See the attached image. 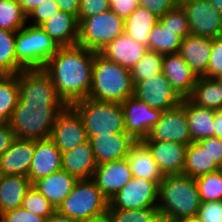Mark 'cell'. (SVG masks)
Segmentation results:
<instances>
[{"label": "cell", "instance_id": "obj_37", "mask_svg": "<svg viewBox=\"0 0 222 222\" xmlns=\"http://www.w3.org/2000/svg\"><path fill=\"white\" fill-rule=\"evenodd\" d=\"M164 54L148 50L130 72L132 81H143L162 72Z\"/></svg>", "mask_w": 222, "mask_h": 222}, {"label": "cell", "instance_id": "obj_49", "mask_svg": "<svg viewBox=\"0 0 222 222\" xmlns=\"http://www.w3.org/2000/svg\"><path fill=\"white\" fill-rule=\"evenodd\" d=\"M110 10L119 17L126 19L139 6V0H109Z\"/></svg>", "mask_w": 222, "mask_h": 222}, {"label": "cell", "instance_id": "obj_10", "mask_svg": "<svg viewBox=\"0 0 222 222\" xmlns=\"http://www.w3.org/2000/svg\"><path fill=\"white\" fill-rule=\"evenodd\" d=\"M179 5L186 13L190 34L222 37V15L208 0H179Z\"/></svg>", "mask_w": 222, "mask_h": 222}, {"label": "cell", "instance_id": "obj_4", "mask_svg": "<svg viewBox=\"0 0 222 222\" xmlns=\"http://www.w3.org/2000/svg\"><path fill=\"white\" fill-rule=\"evenodd\" d=\"M66 104L18 102L8 121L16 138L43 140L50 138L59 113Z\"/></svg>", "mask_w": 222, "mask_h": 222}, {"label": "cell", "instance_id": "obj_58", "mask_svg": "<svg viewBox=\"0 0 222 222\" xmlns=\"http://www.w3.org/2000/svg\"><path fill=\"white\" fill-rule=\"evenodd\" d=\"M159 222H176V221L165 219V218H161Z\"/></svg>", "mask_w": 222, "mask_h": 222}, {"label": "cell", "instance_id": "obj_14", "mask_svg": "<svg viewBox=\"0 0 222 222\" xmlns=\"http://www.w3.org/2000/svg\"><path fill=\"white\" fill-rule=\"evenodd\" d=\"M50 139L61 153H67L88 141L82 118L71 105H66L57 116Z\"/></svg>", "mask_w": 222, "mask_h": 222}, {"label": "cell", "instance_id": "obj_17", "mask_svg": "<svg viewBox=\"0 0 222 222\" xmlns=\"http://www.w3.org/2000/svg\"><path fill=\"white\" fill-rule=\"evenodd\" d=\"M62 170V154L50 139L35 140V150L28 171L31 184L36 180Z\"/></svg>", "mask_w": 222, "mask_h": 222}, {"label": "cell", "instance_id": "obj_52", "mask_svg": "<svg viewBox=\"0 0 222 222\" xmlns=\"http://www.w3.org/2000/svg\"><path fill=\"white\" fill-rule=\"evenodd\" d=\"M214 128V137H218L222 141V110H218L214 114Z\"/></svg>", "mask_w": 222, "mask_h": 222}, {"label": "cell", "instance_id": "obj_25", "mask_svg": "<svg viewBox=\"0 0 222 222\" xmlns=\"http://www.w3.org/2000/svg\"><path fill=\"white\" fill-rule=\"evenodd\" d=\"M78 179L60 170L36 180L32 186L40 192L57 210L71 193Z\"/></svg>", "mask_w": 222, "mask_h": 222}, {"label": "cell", "instance_id": "obj_12", "mask_svg": "<svg viewBox=\"0 0 222 222\" xmlns=\"http://www.w3.org/2000/svg\"><path fill=\"white\" fill-rule=\"evenodd\" d=\"M19 102L65 104L58 96L50 76L43 69H24L18 73Z\"/></svg>", "mask_w": 222, "mask_h": 222}, {"label": "cell", "instance_id": "obj_55", "mask_svg": "<svg viewBox=\"0 0 222 222\" xmlns=\"http://www.w3.org/2000/svg\"><path fill=\"white\" fill-rule=\"evenodd\" d=\"M83 222H111V220H110L108 214L106 213L102 216L91 218V219L83 221Z\"/></svg>", "mask_w": 222, "mask_h": 222}, {"label": "cell", "instance_id": "obj_3", "mask_svg": "<svg viewBox=\"0 0 222 222\" xmlns=\"http://www.w3.org/2000/svg\"><path fill=\"white\" fill-rule=\"evenodd\" d=\"M134 84L129 69L94 54L93 75L88 98L99 102L123 103L133 96Z\"/></svg>", "mask_w": 222, "mask_h": 222}, {"label": "cell", "instance_id": "obj_47", "mask_svg": "<svg viewBox=\"0 0 222 222\" xmlns=\"http://www.w3.org/2000/svg\"><path fill=\"white\" fill-rule=\"evenodd\" d=\"M178 4L179 0H139V6L151 11L158 18L164 16Z\"/></svg>", "mask_w": 222, "mask_h": 222}, {"label": "cell", "instance_id": "obj_39", "mask_svg": "<svg viewBox=\"0 0 222 222\" xmlns=\"http://www.w3.org/2000/svg\"><path fill=\"white\" fill-rule=\"evenodd\" d=\"M201 202L222 201V176L217 170L195 178Z\"/></svg>", "mask_w": 222, "mask_h": 222}, {"label": "cell", "instance_id": "obj_36", "mask_svg": "<svg viewBox=\"0 0 222 222\" xmlns=\"http://www.w3.org/2000/svg\"><path fill=\"white\" fill-rule=\"evenodd\" d=\"M27 22V14L17 0H0V29L17 32Z\"/></svg>", "mask_w": 222, "mask_h": 222}, {"label": "cell", "instance_id": "obj_30", "mask_svg": "<svg viewBox=\"0 0 222 222\" xmlns=\"http://www.w3.org/2000/svg\"><path fill=\"white\" fill-rule=\"evenodd\" d=\"M188 99L198 107L222 110V79L198 77Z\"/></svg>", "mask_w": 222, "mask_h": 222}, {"label": "cell", "instance_id": "obj_19", "mask_svg": "<svg viewBox=\"0 0 222 222\" xmlns=\"http://www.w3.org/2000/svg\"><path fill=\"white\" fill-rule=\"evenodd\" d=\"M162 73L182 98H188L198 76L179 53L164 54Z\"/></svg>", "mask_w": 222, "mask_h": 222}, {"label": "cell", "instance_id": "obj_59", "mask_svg": "<svg viewBox=\"0 0 222 222\" xmlns=\"http://www.w3.org/2000/svg\"><path fill=\"white\" fill-rule=\"evenodd\" d=\"M218 171L220 172V174H221V176H222V165H220V166L218 167Z\"/></svg>", "mask_w": 222, "mask_h": 222}, {"label": "cell", "instance_id": "obj_54", "mask_svg": "<svg viewBox=\"0 0 222 222\" xmlns=\"http://www.w3.org/2000/svg\"><path fill=\"white\" fill-rule=\"evenodd\" d=\"M46 222H82L68 217L67 215L61 214L56 210L51 216L48 217Z\"/></svg>", "mask_w": 222, "mask_h": 222}, {"label": "cell", "instance_id": "obj_29", "mask_svg": "<svg viewBox=\"0 0 222 222\" xmlns=\"http://www.w3.org/2000/svg\"><path fill=\"white\" fill-rule=\"evenodd\" d=\"M185 110L192 142L214 137L216 110L198 107L185 98Z\"/></svg>", "mask_w": 222, "mask_h": 222}, {"label": "cell", "instance_id": "obj_53", "mask_svg": "<svg viewBox=\"0 0 222 222\" xmlns=\"http://www.w3.org/2000/svg\"><path fill=\"white\" fill-rule=\"evenodd\" d=\"M44 1L45 0H17L26 14L30 13L36 6L42 4Z\"/></svg>", "mask_w": 222, "mask_h": 222}, {"label": "cell", "instance_id": "obj_16", "mask_svg": "<svg viewBox=\"0 0 222 222\" xmlns=\"http://www.w3.org/2000/svg\"><path fill=\"white\" fill-rule=\"evenodd\" d=\"M132 178V171L126 158H124L97 165L92 179L96 182L103 196L109 201Z\"/></svg>", "mask_w": 222, "mask_h": 222}, {"label": "cell", "instance_id": "obj_28", "mask_svg": "<svg viewBox=\"0 0 222 222\" xmlns=\"http://www.w3.org/2000/svg\"><path fill=\"white\" fill-rule=\"evenodd\" d=\"M32 186L30 179L23 175L0 176V214L20 208L27 190Z\"/></svg>", "mask_w": 222, "mask_h": 222}, {"label": "cell", "instance_id": "obj_34", "mask_svg": "<svg viewBox=\"0 0 222 222\" xmlns=\"http://www.w3.org/2000/svg\"><path fill=\"white\" fill-rule=\"evenodd\" d=\"M182 38L176 35L175 30L163 27L159 22L153 27L148 39V50L171 54L178 53Z\"/></svg>", "mask_w": 222, "mask_h": 222}, {"label": "cell", "instance_id": "obj_11", "mask_svg": "<svg viewBox=\"0 0 222 222\" xmlns=\"http://www.w3.org/2000/svg\"><path fill=\"white\" fill-rule=\"evenodd\" d=\"M159 184L134 177L109 200L110 209H142L157 207Z\"/></svg>", "mask_w": 222, "mask_h": 222}, {"label": "cell", "instance_id": "obj_44", "mask_svg": "<svg viewBox=\"0 0 222 222\" xmlns=\"http://www.w3.org/2000/svg\"><path fill=\"white\" fill-rule=\"evenodd\" d=\"M196 216L199 222H222V201L201 202Z\"/></svg>", "mask_w": 222, "mask_h": 222}, {"label": "cell", "instance_id": "obj_7", "mask_svg": "<svg viewBox=\"0 0 222 222\" xmlns=\"http://www.w3.org/2000/svg\"><path fill=\"white\" fill-rule=\"evenodd\" d=\"M109 201L103 196L93 179L76 182L71 193L57 210L68 217L86 221L107 213Z\"/></svg>", "mask_w": 222, "mask_h": 222}, {"label": "cell", "instance_id": "obj_24", "mask_svg": "<svg viewBox=\"0 0 222 222\" xmlns=\"http://www.w3.org/2000/svg\"><path fill=\"white\" fill-rule=\"evenodd\" d=\"M40 27L59 47L78 44L79 21L76 15L60 10Z\"/></svg>", "mask_w": 222, "mask_h": 222}, {"label": "cell", "instance_id": "obj_8", "mask_svg": "<svg viewBox=\"0 0 222 222\" xmlns=\"http://www.w3.org/2000/svg\"><path fill=\"white\" fill-rule=\"evenodd\" d=\"M125 33V19L112 10L85 17L79 22L78 45L95 53Z\"/></svg>", "mask_w": 222, "mask_h": 222}, {"label": "cell", "instance_id": "obj_45", "mask_svg": "<svg viewBox=\"0 0 222 222\" xmlns=\"http://www.w3.org/2000/svg\"><path fill=\"white\" fill-rule=\"evenodd\" d=\"M110 10L109 0H80L78 21L85 17L95 16L104 11Z\"/></svg>", "mask_w": 222, "mask_h": 222}, {"label": "cell", "instance_id": "obj_56", "mask_svg": "<svg viewBox=\"0 0 222 222\" xmlns=\"http://www.w3.org/2000/svg\"><path fill=\"white\" fill-rule=\"evenodd\" d=\"M208 1L222 15V0H208Z\"/></svg>", "mask_w": 222, "mask_h": 222}, {"label": "cell", "instance_id": "obj_50", "mask_svg": "<svg viewBox=\"0 0 222 222\" xmlns=\"http://www.w3.org/2000/svg\"><path fill=\"white\" fill-rule=\"evenodd\" d=\"M16 139L15 133L8 123L0 124V157L10 148Z\"/></svg>", "mask_w": 222, "mask_h": 222}, {"label": "cell", "instance_id": "obj_48", "mask_svg": "<svg viewBox=\"0 0 222 222\" xmlns=\"http://www.w3.org/2000/svg\"><path fill=\"white\" fill-rule=\"evenodd\" d=\"M203 149H207L213 162L222 165V141L218 137H210L197 141Z\"/></svg>", "mask_w": 222, "mask_h": 222}, {"label": "cell", "instance_id": "obj_20", "mask_svg": "<svg viewBox=\"0 0 222 222\" xmlns=\"http://www.w3.org/2000/svg\"><path fill=\"white\" fill-rule=\"evenodd\" d=\"M89 141L97 165L126 158L135 142L127 133L92 136Z\"/></svg>", "mask_w": 222, "mask_h": 222}, {"label": "cell", "instance_id": "obj_21", "mask_svg": "<svg viewBox=\"0 0 222 222\" xmlns=\"http://www.w3.org/2000/svg\"><path fill=\"white\" fill-rule=\"evenodd\" d=\"M34 150L35 140L16 138L0 157V174L28 176Z\"/></svg>", "mask_w": 222, "mask_h": 222}, {"label": "cell", "instance_id": "obj_38", "mask_svg": "<svg viewBox=\"0 0 222 222\" xmlns=\"http://www.w3.org/2000/svg\"><path fill=\"white\" fill-rule=\"evenodd\" d=\"M107 214L111 222H159L161 215L157 207L142 209H110Z\"/></svg>", "mask_w": 222, "mask_h": 222}, {"label": "cell", "instance_id": "obj_15", "mask_svg": "<svg viewBox=\"0 0 222 222\" xmlns=\"http://www.w3.org/2000/svg\"><path fill=\"white\" fill-rule=\"evenodd\" d=\"M124 111L125 129L135 141L148 137L153 126L160 120L163 111L151 108L134 96L121 103Z\"/></svg>", "mask_w": 222, "mask_h": 222}, {"label": "cell", "instance_id": "obj_43", "mask_svg": "<svg viewBox=\"0 0 222 222\" xmlns=\"http://www.w3.org/2000/svg\"><path fill=\"white\" fill-rule=\"evenodd\" d=\"M203 76L222 79V37L212 40L210 61L207 72Z\"/></svg>", "mask_w": 222, "mask_h": 222}, {"label": "cell", "instance_id": "obj_18", "mask_svg": "<svg viewBox=\"0 0 222 222\" xmlns=\"http://www.w3.org/2000/svg\"><path fill=\"white\" fill-rule=\"evenodd\" d=\"M163 175L183 174L188 145L166 141H143Z\"/></svg>", "mask_w": 222, "mask_h": 222}, {"label": "cell", "instance_id": "obj_57", "mask_svg": "<svg viewBox=\"0 0 222 222\" xmlns=\"http://www.w3.org/2000/svg\"><path fill=\"white\" fill-rule=\"evenodd\" d=\"M175 221L176 222H199L197 216L184 217V218L177 219Z\"/></svg>", "mask_w": 222, "mask_h": 222}, {"label": "cell", "instance_id": "obj_35", "mask_svg": "<svg viewBox=\"0 0 222 222\" xmlns=\"http://www.w3.org/2000/svg\"><path fill=\"white\" fill-rule=\"evenodd\" d=\"M16 32L0 29V73L18 74L24 68L18 63L15 52Z\"/></svg>", "mask_w": 222, "mask_h": 222}, {"label": "cell", "instance_id": "obj_46", "mask_svg": "<svg viewBox=\"0 0 222 222\" xmlns=\"http://www.w3.org/2000/svg\"><path fill=\"white\" fill-rule=\"evenodd\" d=\"M45 217H41L23 209L22 207L11 209L0 214L1 222H46Z\"/></svg>", "mask_w": 222, "mask_h": 222}, {"label": "cell", "instance_id": "obj_51", "mask_svg": "<svg viewBox=\"0 0 222 222\" xmlns=\"http://www.w3.org/2000/svg\"><path fill=\"white\" fill-rule=\"evenodd\" d=\"M55 1L58 4L59 10L76 15L78 17L80 0H55Z\"/></svg>", "mask_w": 222, "mask_h": 222}, {"label": "cell", "instance_id": "obj_5", "mask_svg": "<svg viewBox=\"0 0 222 222\" xmlns=\"http://www.w3.org/2000/svg\"><path fill=\"white\" fill-rule=\"evenodd\" d=\"M71 106L81 116L88 140L97 135L127 133L121 103L85 98L75 101Z\"/></svg>", "mask_w": 222, "mask_h": 222}, {"label": "cell", "instance_id": "obj_6", "mask_svg": "<svg viewBox=\"0 0 222 222\" xmlns=\"http://www.w3.org/2000/svg\"><path fill=\"white\" fill-rule=\"evenodd\" d=\"M59 46L40 27L25 25L16 32L15 52L24 69H43Z\"/></svg>", "mask_w": 222, "mask_h": 222}, {"label": "cell", "instance_id": "obj_23", "mask_svg": "<svg viewBox=\"0 0 222 222\" xmlns=\"http://www.w3.org/2000/svg\"><path fill=\"white\" fill-rule=\"evenodd\" d=\"M212 40L211 38L189 34L181 41L178 53L198 77L203 76L207 72Z\"/></svg>", "mask_w": 222, "mask_h": 222}, {"label": "cell", "instance_id": "obj_9", "mask_svg": "<svg viewBox=\"0 0 222 222\" xmlns=\"http://www.w3.org/2000/svg\"><path fill=\"white\" fill-rule=\"evenodd\" d=\"M133 84V96L151 108L167 111L183 101L162 72L143 81H133Z\"/></svg>", "mask_w": 222, "mask_h": 222}, {"label": "cell", "instance_id": "obj_22", "mask_svg": "<svg viewBox=\"0 0 222 222\" xmlns=\"http://www.w3.org/2000/svg\"><path fill=\"white\" fill-rule=\"evenodd\" d=\"M148 51L146 45L138 43L127 34L118 36L99 53L106 59L131 70Z\"/></svg>", "mask_w": 222, "mask_h": 222}, {"label": "cell", "instance_id": "obj_42", "mask_svg": "<svg viewBox=\"0 0 222 222\" xmlns=\"http://www.w3.org/2000/svg\"><path fill=\"white\" fill-rule=\"evenodd\" d=\"M59 11L58 4L55 0H45L42 4L36 6L27 14V22H29L30 18L32 20L31 25L40 26Z\"/></svg>", "mask_w": 222, "mask_h": 222}, {"label": "cell", "instance_id": "obj_31", "mask_svg": "<svg viewBox=\"0 0 222 222\" xmlns=\"http://www.w3.org/2000/svg\"><path fill=\"white\" fill-rule=\"evenodd\" d=\"M159 18L144 7L138 8L125 19V34L134 41L146 45L151 30L158 23Z\"/></svg>", "mask_w": 222, "mask_h": 222}, {"label": "cell", "instance_id": "obj_26", "mask_svg": "<svg viewBox=\"0 0 222 222\" xmlns=\"http://www.w3.org/2000/svg\"><path fill=\"white\" fill-rule=\"evenodd\" d=\"M126 160L134 177L154 181L158 184L162 182L164 175L153 159L148 146L142 140L132 144Z\"/></svg>", "mask_w": 222, "mask_h": 222}, {"label": "cell", "instance_id": "obj_32", "mask_svg": "<svg viewBox=\"0 0 222 222\" xmlns=\"http://www.w3.org/2000/svg\"><path fill=\"white\" fill-rule=\"evenodd\" d=\"M217 170L218 166L211 159L207 149H203L198 142H191L187 146L184 175L197 178Z\"/></svg>", "mask_w": 222, "mask_h": 222}, {"label": "cell", "instance_id": "obj_33", "mask_svg": "<svg viewBox=\"0 0 222 222\" xmlns=\"http://www.w3.org/2000/svg\"><path fill=\"white\" fill-rule=\"evenodd\" d=\"M18 102V74H2L0 76V124L8 123Z\"/></svg>", "mask_w": 222, "mask_h": 222}, {"label": "cell", "instance_id": "obj_40", "mask_svg": "<svg viewBox=\"0 0 222 222\" xmlns=\"http://www.w3.org/2000/svg\"><path fill=\"white\" fill-rule=\"evenodd\" d=\"M21 207L46 219L56 211V208L33 186L25 193Z\"/></svg>", "mask_w": 222, "mask_h": 222}, {"label": "cell", "instance_id": "obj_41", "mask_svg": "<svg viewBox=\"0 0 222 222\" xmlns=\"http://www.w3.org/2000/svg\"><path fill=\"white\" fill-rule=\"evenodd\" d=\"M158 22L163 27L175 30L176 35L180 36L182 39L190 34L186 13L179 4L159 18Z\"/></svg>", "mask_w": 222, "mask_h": 222}, {"label": "cell", "instance_id": "obj_2", "mask_svg": "<svg viewBox=\"0 0 222 222\" xmlns=\"http://www.w3.org/2000/svg\"><path fill=\"white\" fill-rule=\"evenodd\" d=\"M200 204L195 178L184 174L164 175L159 184L157 205L161 218L175 221L196 216Z\"/></svg>", "mask_w": 222, "mask_h": 222}, {"label": "cell", "instance_id": "obj_1", "mask_svg": "<svg viewBox=\"0 0 222 222\" xmlns=\"http://www.w3.org/2000/svg\"><path fill=\"white\" fill-rule=\"evenodd\" d=\"M95 52L80 45L59 47L43 70L66 105L88 98Z\"/></svg>", "mask_w": 222, "mask_h": 222}, {"label": "cell", "instance_id": "obj_27", "mask_svg": "<svg viewBox=\"0 0 222 222\" xmlns=\"http://www.w3.org/2000/svg\"><path fill=\"white\" fill-rule=\"evenodd\" d=\"M61 154L63 171L78 180L93 178L97 163L89 140L69 152Z\"/></svg>", "mask_w": 222, "mask_h": 222}, {"label": "cell", "instance_id": "obj_13", "mask_svg": "<svg viewBox=\"0 0 222 222\" xmlns=\"http://www.w3.org/2000/svg\"><path fill=\"white\" fill-rule=\"evenodd\" d=\"M142 141H166L189 145L192 140L185 110V98L180 105L163 111L160 120Z\"/></svg>", "mask_w": 222, "mask_h": 222}]
</instances>
